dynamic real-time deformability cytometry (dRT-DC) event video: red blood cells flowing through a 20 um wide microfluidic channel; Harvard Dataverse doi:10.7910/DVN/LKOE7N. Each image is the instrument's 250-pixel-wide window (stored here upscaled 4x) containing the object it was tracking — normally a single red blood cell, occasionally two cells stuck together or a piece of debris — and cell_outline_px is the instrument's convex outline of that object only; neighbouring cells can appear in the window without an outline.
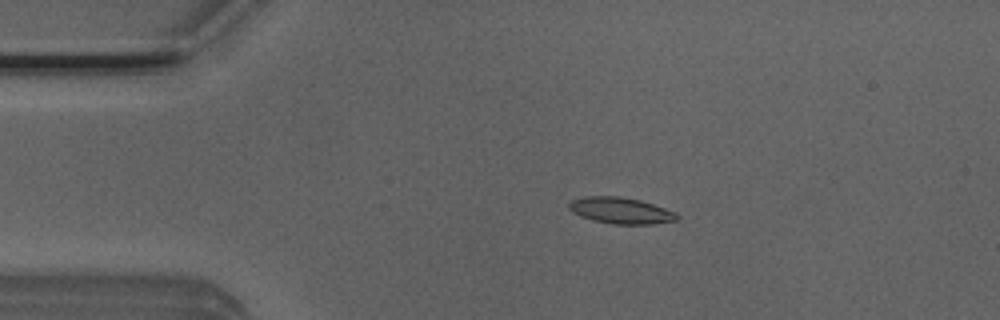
{"species": "Egyptian fruit bat (a non-hibernating species)", "species_latin": "Rousettus aegyptiacus", "temperature_condition": "room temperature", "stored_images_in_passage": 4, "camera_frame_rate_fps": 3000, "um_per_image_px": 0.085, "animal": {"sex": "male"}, "frame": {"image": 1, "passage_image": 3, "time_ms": 0.667, "image_size_px": [1000, 320], "cell_outline_px": [[680, 216], [676, 220], [652, 224], [612, 224], [592, 220], [580, 216], [572, 212], [568, 208], [568, 204], [572, 200], [584, 196], [620, 196], [640, 200], [676, 212]], "centroid_in_image_um": [52.74, 17.89], "position_along_channel_um": 32.3, "area_um2": 16.59}}